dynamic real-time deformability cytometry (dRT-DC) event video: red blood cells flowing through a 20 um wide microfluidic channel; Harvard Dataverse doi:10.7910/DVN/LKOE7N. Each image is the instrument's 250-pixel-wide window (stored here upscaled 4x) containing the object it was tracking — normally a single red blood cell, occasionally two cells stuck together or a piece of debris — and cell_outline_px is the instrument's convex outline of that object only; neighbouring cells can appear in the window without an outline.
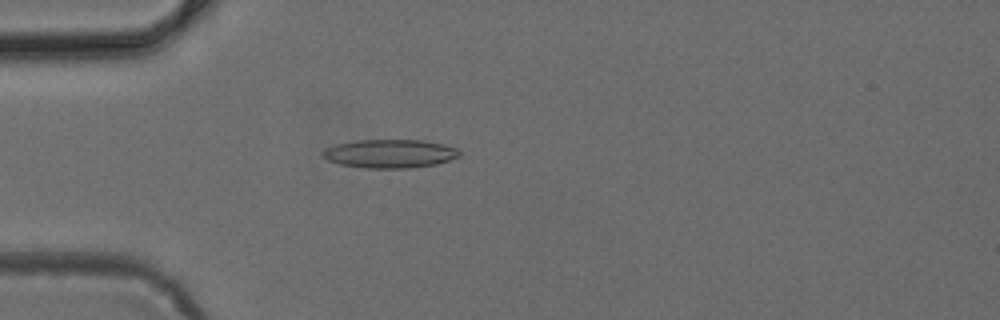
{"species": "common noctule bat (a hibernating species)", "species_latin": "Nyctalus noctula", "temperature_condition": "cold", "stored_images_in_passage": 9, "camera_frame_rate_fps": 3000, "um_per_image_px": 0.085, "animal": {"sex": "female", "body_mass_g": 24.6, "forearm_length_mm": 56.2}, "frame": {"image": 1, "passage_image": 9, "time_ms": 2.667, "image_size_px": [1000, 320], "cell_outline_px": [[460, 156], [436, 164], [408, 168], [364, 168], [340, 164], [328, 160], [320, 152], [324, 148], [336, 144], [356, 140], [420, 140], [444, 144], [456, 148], [460, 152]], "centroid_in_image_um": [33.11, 13.05], "position_along_channel_um": 51.9, "area_um2": 22.72}}